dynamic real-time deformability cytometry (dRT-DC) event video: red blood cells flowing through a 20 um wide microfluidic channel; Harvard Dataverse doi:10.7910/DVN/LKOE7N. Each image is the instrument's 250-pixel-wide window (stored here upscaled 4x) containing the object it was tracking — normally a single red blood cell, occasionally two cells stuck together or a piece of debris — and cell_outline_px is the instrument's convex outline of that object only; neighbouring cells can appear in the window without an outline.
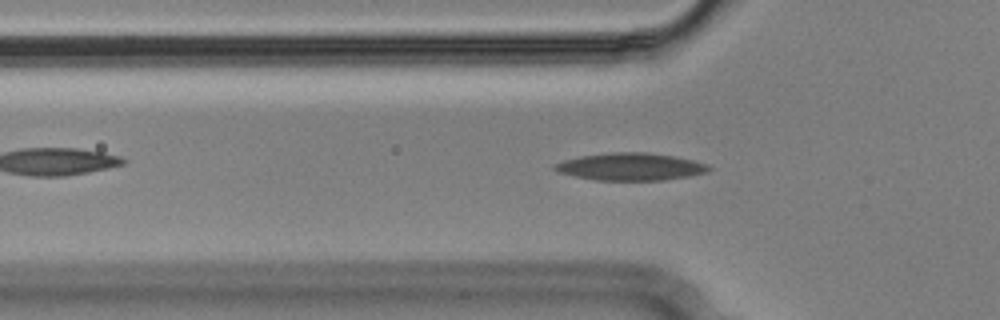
{"species": "Egyptian fruit bat (a non-hibernating species)", "species_latin": "Rousettus aegyptiacus", "temperature_condition": "cold", "stored_images_in_passage": 42, "camera_frame_rate_fps": 3000, "um_per_image_px": 0.085, "animal": {"sex": "male"}, "frame": {"image": 1, "passage_image": 4, "time_ms": 1.0, "image_size_px": [1000, 320], "cell_outline_px": [[712, 168], [708, 172], [688, 176], [664, 180], [596, 180], [576, 176], [560, 172], [552, 168], [552, 164], [564, 160], [580, 156], [612, 152], [648, 152], [672, 156], [692, 160], [708, 164]], "centroid_in_image_um": [53.6, 14.16], "position_along_channel_um": 72.2, "area_um2": 24.51}}
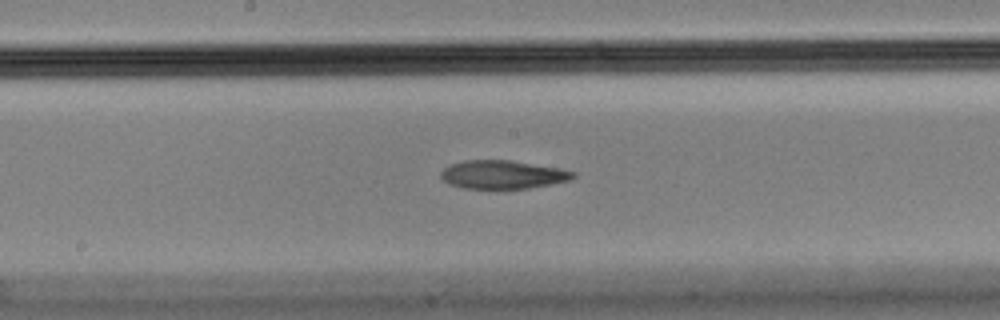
{"frame": {"image": 2, "passage_image": 15, "time_ms": 4.667, "image_size_px": [1000, 320], "cell_outline_px": [[576, 176], [572, 180], [552, 184], [528, 188], [464, 188], [448, 184], [440, 176], [440, 172], [444, 168], [452, 164], [464, 160], [508, 160], [560, 168], [576, 172]], "centroid_in_image_um": [42.75, 14.84], "position_along_channel_um": 205.4, "area_um2": 21.85}}
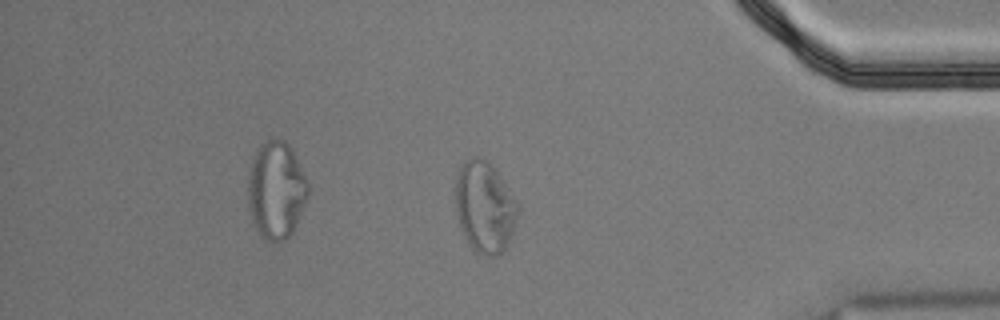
{"frame": {"image": 3, "passage_image": 33, "time_ms": 10.667, "image_size_px": [1000, 320], "cell_outline_px": [[520, 208], [508, 248], [496, 256], [488, 256], [476, 252], [468, 244], [464, 236], [456, 212], [456, 180], [460, 164], [464, 160], [472, 156], [480, 156], [488, 160], [496, 168], [520, 204]], "centroid_in_image_um": [41.24, 17.57], "position_along_channel_um": 394.0, "area_um2": 33.99}, "authors_computed_cell_mechanics": {"area_um2": 23.8425, "velocity_mm_per_s": 3.6034, "shape_relaxation_time_tau1_ms": null, "shape_relaxation_time_tau2_ms": 5.2379, "deformation_change_tau1": null, "deformation_change_tau2": 0.1171}}